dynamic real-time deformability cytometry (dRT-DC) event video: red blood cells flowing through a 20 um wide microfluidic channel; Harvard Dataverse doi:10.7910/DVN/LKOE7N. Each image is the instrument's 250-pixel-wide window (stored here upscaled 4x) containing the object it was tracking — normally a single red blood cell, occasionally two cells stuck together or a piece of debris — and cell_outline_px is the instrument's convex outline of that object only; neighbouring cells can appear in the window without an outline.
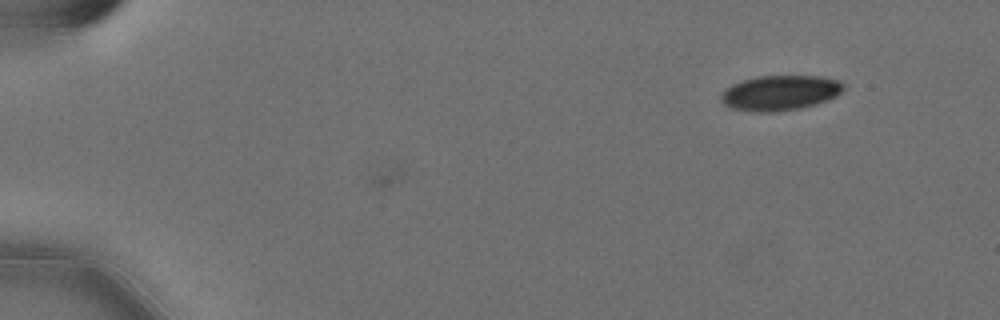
{"species": "Egyptian fruit bat (a non-hibernating species)", "species_latin": "Rousettus aegyptiacus", "temperature_condition": "cold", "stored_images_in_passage": 3, "camera_frame_rate_fps": 3000, "um_per_image_px": 0.085, "animal": {"sex": "female"}, "frame": {"image": 1, "passage_image": 1, "time_ms": 0.0, "image_size_px": [1000, 320], "cell_outline_px": [[844, 88], [836, 96], [828, 100], [816, 104], [800, 108], [772, 112], [752, 112], [732, 108], [724, 104], [720, 100], [720, 96], [732, 84], [756, 76], [820, 76], [840, 80], [844, 84]], "centroid_in_image_um": [66.32, 7.89], "position_along_channel_um": 18.7, "area_um2": 25.03}}